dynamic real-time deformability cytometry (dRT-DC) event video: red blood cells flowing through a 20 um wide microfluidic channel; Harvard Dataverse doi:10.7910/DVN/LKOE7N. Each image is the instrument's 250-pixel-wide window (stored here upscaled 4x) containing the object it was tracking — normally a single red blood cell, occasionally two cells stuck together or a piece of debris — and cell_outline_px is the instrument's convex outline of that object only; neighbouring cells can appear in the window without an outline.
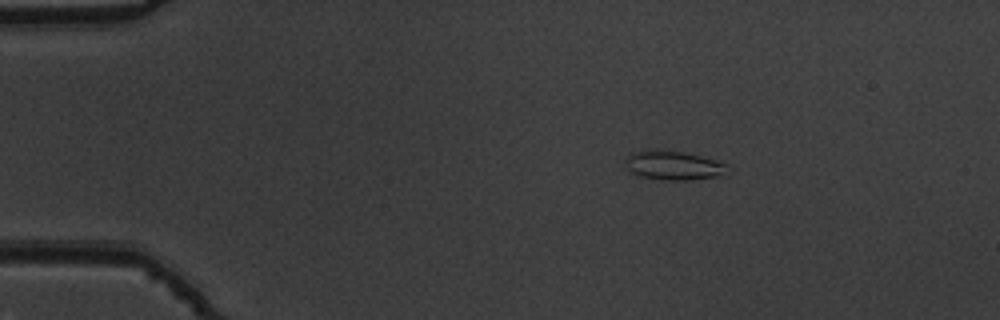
{"species": "common noctule bat (a hibernating species)", "species_latin": "Nyctalus noctula", "temperature_condition": "warm", "stored_images_in_passage": 45, "camera_frame_rate_fps": 3000, "um_per_image_px": 0.085, "animal": {"sex": "male", "body_mass_g": 19.5, "forearm_length_mm": 54.6}, "frame": {"image": 1, "passage_image": 1, "time_ms": 0.0, "image_size_px": [1000, 320], "cell_outline_px": [[732, 168], [716, 176], [688, 180], [664, 180], [640, 176], [632, 172], [628, 168], [624, 160], [632, 152], [656, 148], [684, 152], [716, 160], [728, 164]], "centroid_in_image_um": [57.24, 14.03], "position_along_channel_um": 27.8, "area_um2": 17.4}}
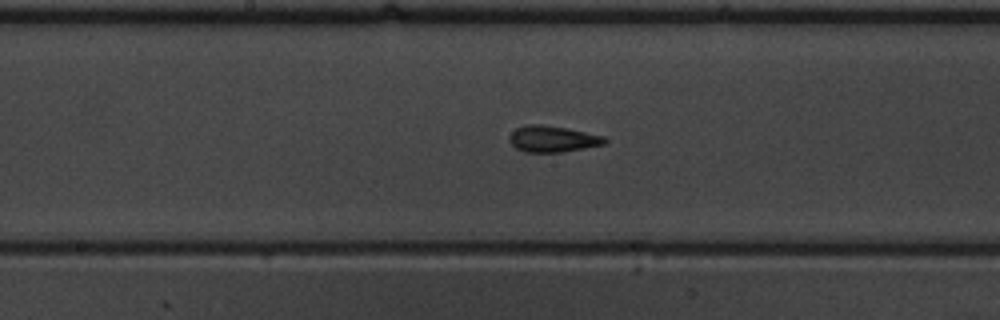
{"frame": {"image": 2, "passage_image": 20, "time_ms": 6.333, "image_size_px": [1000, 320], "cell_outline_px": [[608, 140], [604, 144], [584, 148], [560, 152], [524, 152], [516, 148], [508, 140], [508, 136], [516, 128], [528, 124], [540, 124], [568, 128], [604, 136]], "centroid_in_image_um": [46.95, 11.8], "position_along_channel_um": 201.2, "area_um2": 14.62}}
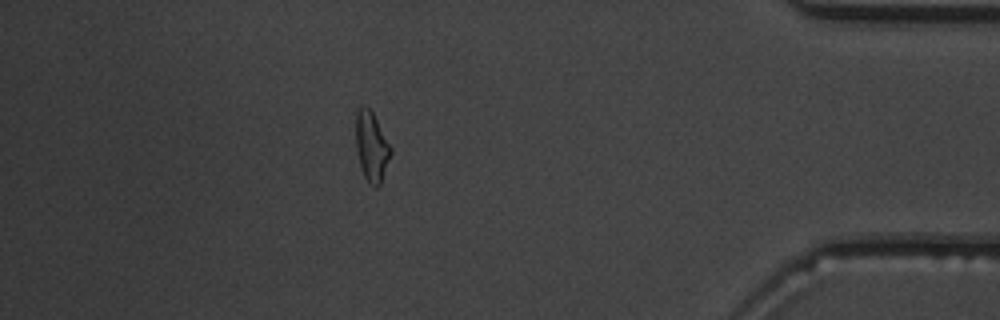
{"frame": {"image": 3, "passage_image": 39, "time_ms": 12.667, "image_size_px": [1000, 320], "cell_outline_px": [[392, 152], [380, 184], [376, 188], [364, 176], [360, 164], [356, 148], [356, 112], [360, 104], [364, 104], [372, 112], [392, 148]], "centroid_in_image_um": [31.58, 12.41], "position_along_channel_um": 403.6, "area_um2": 13.99}, "authors_computed_cell_mechanics": {"area_um2": 14.2766, "velocity_mm_per_s": 3.8272, "shape_relaxation_time_tau1_ms": 3.4155, "shape_relaxation_time_tau2_ms": 1.3187, "deformation_change_tau1": 0.1532, "deformation_change_tau2": 0.0992}}